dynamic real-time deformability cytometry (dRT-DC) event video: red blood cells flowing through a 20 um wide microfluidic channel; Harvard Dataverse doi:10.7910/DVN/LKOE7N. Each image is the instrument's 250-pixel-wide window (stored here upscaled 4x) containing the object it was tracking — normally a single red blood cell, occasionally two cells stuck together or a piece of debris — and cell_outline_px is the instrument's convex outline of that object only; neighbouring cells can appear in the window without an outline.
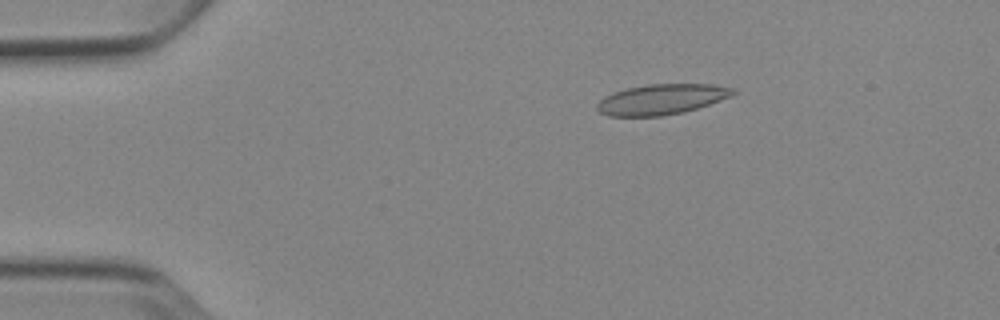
{"species": "Egyptian fruit bat (a non-hibernating species)", "species_latin": "Rousettus aegyptiacus", "temperature_condition": "cold", "stored_images_in_passage": 4, "camera_frame_rate_fps": 3000, "um_per_image_px": 0.085, "animal": {"sex": "female"}, "frame": {"image": 1, "passage_image": 1, "time_ms": 0.0, "image_size_px": [1000, 320], "cell_outline_px": [[736, 92], [732, 96], [684, 112], [660, 116], [608, 116], [600, 112], [596, 108], [596, 104], [604, 96], [612, 92], [644, 84], [712, 84], [736, 88]], "centroid_in_image_um": [56.22, 8.43], "position_along_channel_um": 28.8, "area_um2": 24.16}}
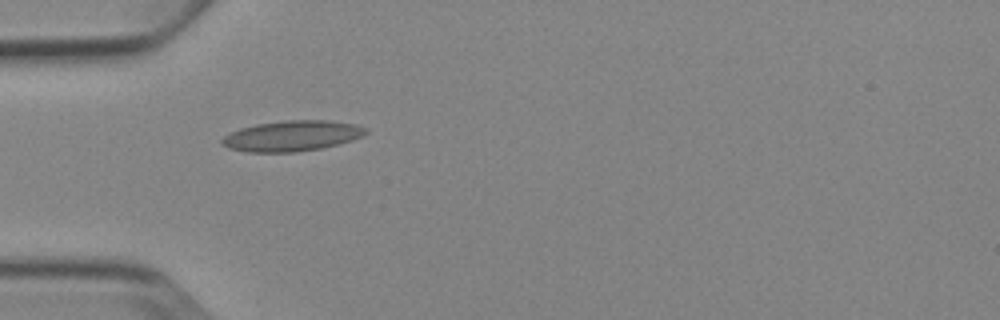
{"frame": {"image": 2, "passage_image": 3, "time_ms": 2.333, "image_size_px": [1000, 320], "cell_outline_px": [[368, 132], [364, 136], [352, 140], [320, 148], [296, 152], [248, 152], [228, 148], [220, 144], [220, 140], [224, 136], [240, 128], [256, 124], [284, 120], [328, 120], [356, 124], [368, 128]], "centroid_in_image_um": [24.82, 11.54], "position_along_channel_um": 60.2, "area_um2": 25.72}}
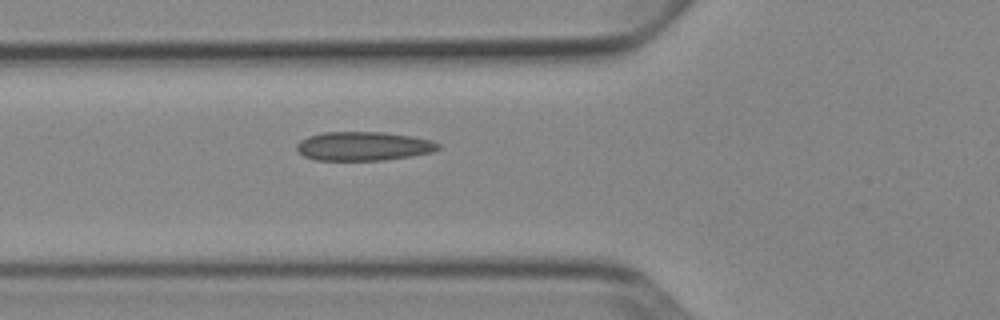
{"frame": {"image": 3, "passage_image": 4, "time_ms": 3.333, "image_size_px": [1000, 320], "cell_outline_px": [[440, 148], [432, 152], [412, 156], [384, 160], [316, 160], [304, 156], [296, 148], [296, 144], [300, 140], [308, 136], [324, 132], [384, 132], [432, 140], [440, 144]], "centroid_in_image_um": [30.89, 12.42], "position_along_channel_um": 94.9, "area_um2": 23.81}}